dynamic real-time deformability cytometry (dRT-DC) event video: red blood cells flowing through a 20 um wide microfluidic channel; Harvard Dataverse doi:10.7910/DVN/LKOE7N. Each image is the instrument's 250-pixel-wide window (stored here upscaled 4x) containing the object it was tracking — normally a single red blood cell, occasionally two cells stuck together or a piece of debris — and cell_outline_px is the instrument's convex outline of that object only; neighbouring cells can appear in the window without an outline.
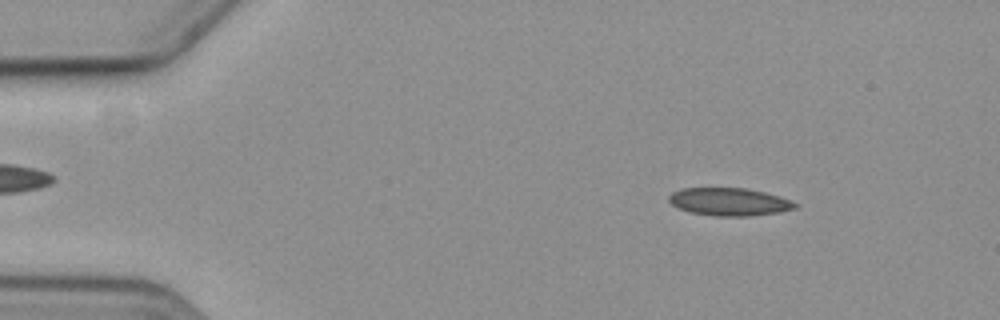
{"species": "common noctule bat (a hibernating species)", "species_latin": "Nyctalus noctula", "temperature_condition": "cold", "stored_images_in_passage": 4, "camera_frame_rate_fps": 3000, "um_per_image_px": 0.085, "animal": {"sex": "female", "body_mass_g": 19.3, "forearm_length_mm": 54.1}, "frame": {"image": 1, "passage_image": 2, "time_ms": 1.333, "image_size_px": [1000, 320], "cell_outline_px": [[800, 204], [796, 208], [776, 212], [748, 216], [712, 216], [688, 212], [672, 204], [668, 200], [668, 196], [672, 192], [680, 188], [748, 188], [780, 196], [792, 200]], "centroid_in_image_um": [61.99, 17.14], "position_along_channel_um": 23.0, "area_um2": 20.58}}
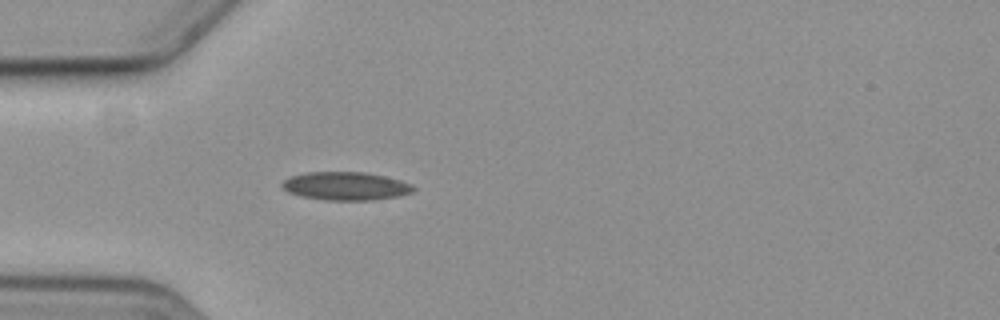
{"frame": {"image": 2, "passage_image": 4, "time_ms": 4.333, "image_size_px": [1000, 320], "cell_outline_px": [[416, 188], [412, 192], [400, 196], [372, 200], [324, 200], [300, 196], [288, 192], [280, 184], [284, 180], [292, 176], [308, 172], [364, 172], [384, 176], [400, 180], [412, 184]], "centroid_in_image_um": [29.4, 15.82], "position_along_channel_um": 55.6, "area_um2": 21.62}}